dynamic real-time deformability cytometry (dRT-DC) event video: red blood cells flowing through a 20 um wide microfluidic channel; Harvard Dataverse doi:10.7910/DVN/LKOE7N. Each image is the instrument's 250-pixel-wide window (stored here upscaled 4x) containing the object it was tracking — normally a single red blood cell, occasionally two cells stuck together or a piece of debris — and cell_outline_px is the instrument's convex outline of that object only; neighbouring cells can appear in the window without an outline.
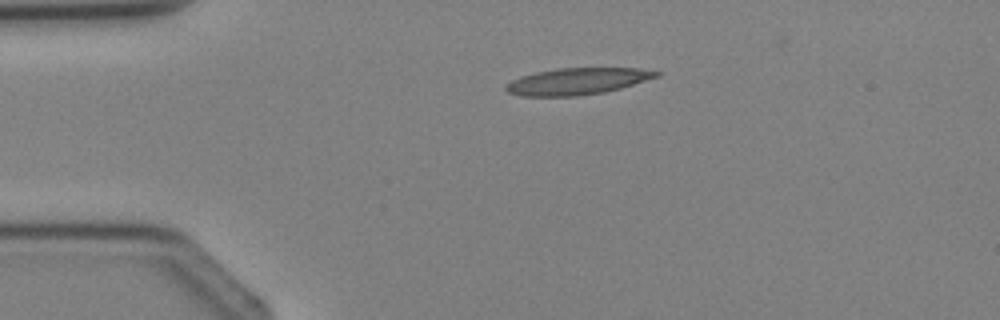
{"species": "Egyptian fruit bat (a non-hibernating species)", "species_latin": "Rousettus aegyptiacus", "temperature_condition": "cold", "stored_images_in_passage": 4, "camera_frame_rate_fps": 3000, "um_per_image_px": 0.085, "animal": {"sex": "female"}, "frame": {"image": 1, "passage_image": 4, "time_ms": 4.667, "image_size_px": [1000, 320], "cell_outline_px": [[660, 76], [620, 88], [604, 92], [576, 96], [520, 96], [508, 92], [504, 88], [512, 80], [520, 76], [536, 72], [556, 68], [640, 68], [660, 72]], "centroid_in_image_um": [49.06, 6.9], "position_along_channel_um": 35.9, "area_um2": 23.29}}